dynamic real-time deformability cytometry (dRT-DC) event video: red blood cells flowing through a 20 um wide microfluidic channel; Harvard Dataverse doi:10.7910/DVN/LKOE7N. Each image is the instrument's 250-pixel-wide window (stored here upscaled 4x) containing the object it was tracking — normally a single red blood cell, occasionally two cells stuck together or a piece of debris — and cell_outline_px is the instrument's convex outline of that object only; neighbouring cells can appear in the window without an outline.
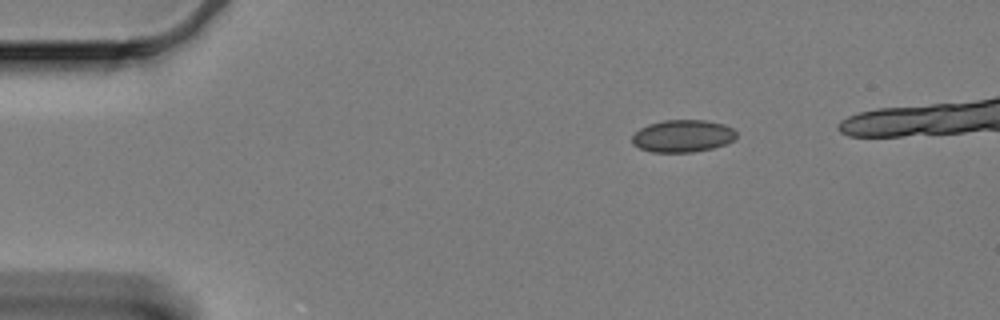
{"species": "Egyptian fruit bat (a non-hibernating species)", "species_latin": "Rousettus aegyptiacus", "temperature_condition": "cold", "stored_images_in_passage": 45, "camera_frame_rate_fps": 3000, "um_per_image_px": 0.085, "animal": {"sex": "female"}, "frame": {"image": 1, "passage_image": 1, "time_ms": 0.0, "image_size_px": [1000, 320], "cell_outline_px": [[736, 136], [732, 140], [724, 144], [712, 148], [692, 152], [652, 152], [640, 148], [632, 144], [632, 136], [640, 128], [648, 124], [664, 120], [704, 120], [724, 124], [732, 128], [736, 132]], "centroid_in_image_um": [58.0, 11.55], "position_along_channel_um": 27.0, "area_um2": 19.54}}
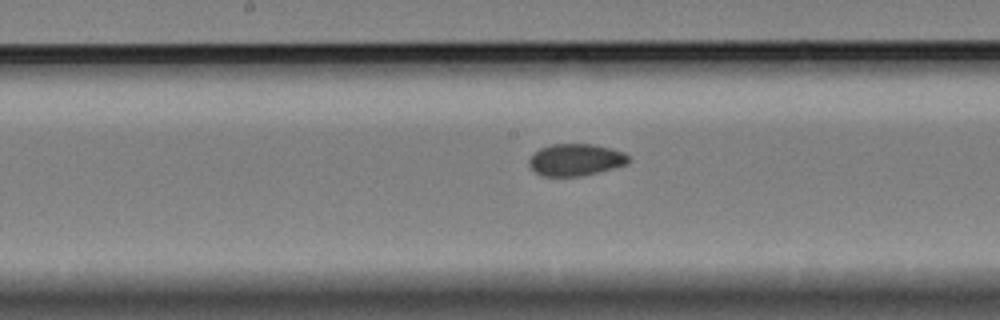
{"frame": {"image": 2, "passage_image": 22, "time_ms": 7.0, "image_size_px": [1000, 320], "cell_outline_px": [[632, 160], [628, 164], [580, 176], [540, 176], [528, 164], [528, 160], [540, 148], [552, 144], [592, 144], [612, 148], [624, 152]], "centroid_in_image_um": [48.95, 13.57], "position_along_channel_um": 199.2, "area_um2": 18.5}}
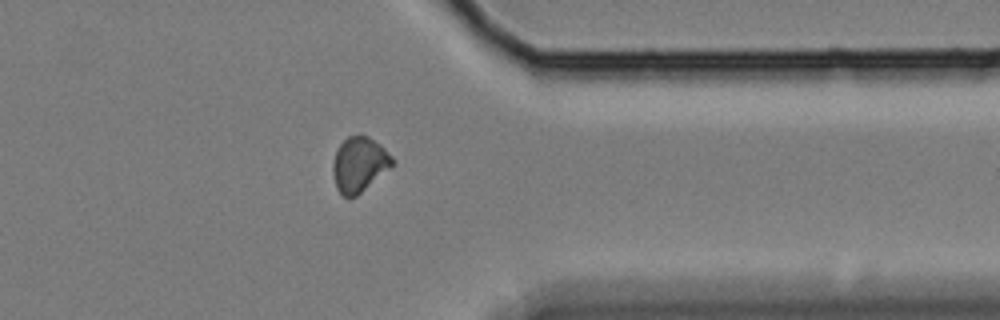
{"frame": {"image": 3, "passage_image": 39, "time_ms": 12.667, "image_size_px": [1000, 320], "cell_outline_px": [[396, 164], [392, 168], [356, 196], [344, 196], [336, 188], [332, 172], [332, 164], [336, 148], [348, 136], [360, 132], [368, 136], [380, 144], [396, 160]], "centroid_in_image_um": [30.56, 13.94], "position_along_channel_um": 380.8, "area_um2": 19.54}}